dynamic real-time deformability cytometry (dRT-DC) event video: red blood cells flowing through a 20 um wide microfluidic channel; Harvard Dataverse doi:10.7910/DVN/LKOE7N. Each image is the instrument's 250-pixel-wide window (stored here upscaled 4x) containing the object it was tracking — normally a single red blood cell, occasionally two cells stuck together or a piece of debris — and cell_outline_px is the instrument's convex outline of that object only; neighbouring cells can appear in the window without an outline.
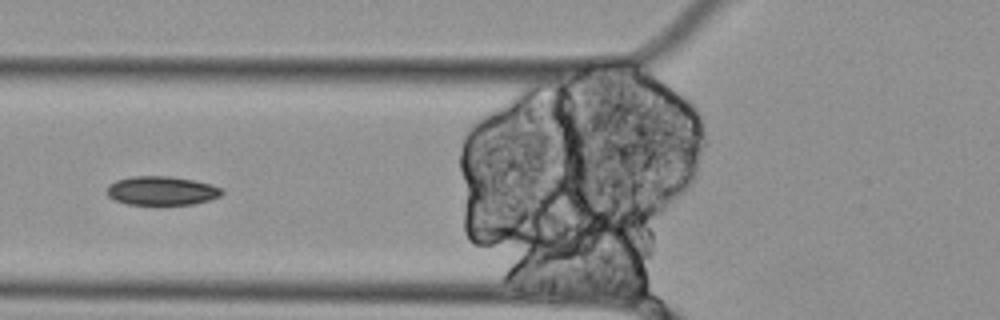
{"species": "Egyptian fruit bat (a non-hibernating species)", "species_latin": "Rousettus aegyptiacus", "temperature_condition": "cold", "stored_images_in_passage": 13, "segment_of_instrument_passage": [2, 2], "camera_frame_rate_fps": 3000, "um_per_image_px": 0.085, "animal": {"sex": "female"}, "frame": {"image": 1, "passage_image": 4, "time_ms": 1.0, "image_size_px": [1000, 320], "cell_outline_px": [[224, 192], [220, 196], [208, 200], [192, 204], [128, 204], [116, 200], [108, 196], [108, 184], [116, 180], [132, 176], [172, 176], [212, 184], [224, 188]], "centroid_in_image_um": [13.77, 16.2], "position_along_channel_um": 112.0, "area_um2": 19.31}}
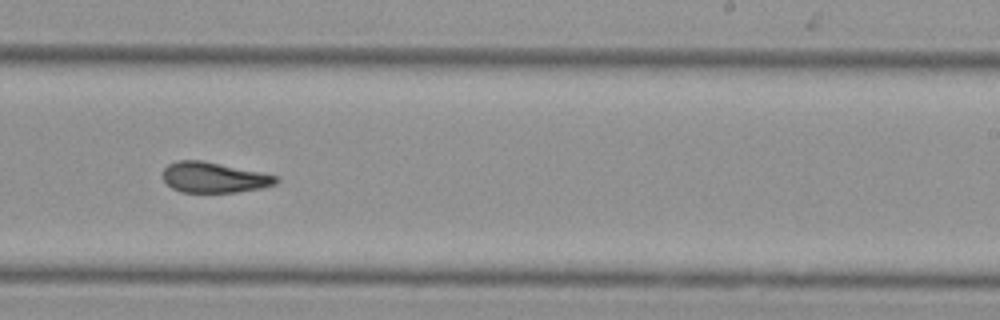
{"frame": {"image": 2, "passage_image": 8, "time_ms": 2.333, "image_size_px": [1000, 320], "cell_outline_px": [[280, 180], [276, 184], [260, 188], [236, 192], [180, 192], [172, 188], [164, 180], [164, 168], [168, 164], [176, 160], [204, 160], [280, 176]], "centroid_in_image_um": [18.21, 15.07], "position_along_channel_um": 270.8, "area_um2": 20.23}}
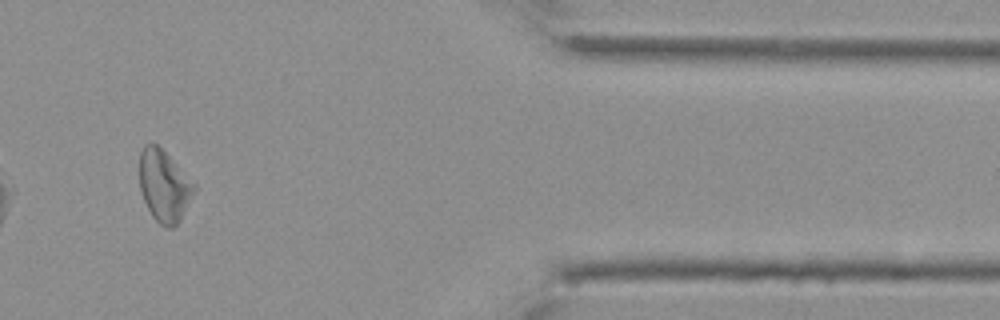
{"frame": {"image": 3, "passage_image": 11, "time_ms": 3.333, "image_size_px": [1000, 320], "cell_outline_px": [[196, 188], [180, 220], [172, 228], [164, 228], [152, 216], [144, 200], [140, 188], [140, 152], [144, 144], [156, 144], [196, 184]], "centroid_in_image_um": [13.94, 15.82], "position_along_channel_um": 397.5, "area_um2": 22.43}}